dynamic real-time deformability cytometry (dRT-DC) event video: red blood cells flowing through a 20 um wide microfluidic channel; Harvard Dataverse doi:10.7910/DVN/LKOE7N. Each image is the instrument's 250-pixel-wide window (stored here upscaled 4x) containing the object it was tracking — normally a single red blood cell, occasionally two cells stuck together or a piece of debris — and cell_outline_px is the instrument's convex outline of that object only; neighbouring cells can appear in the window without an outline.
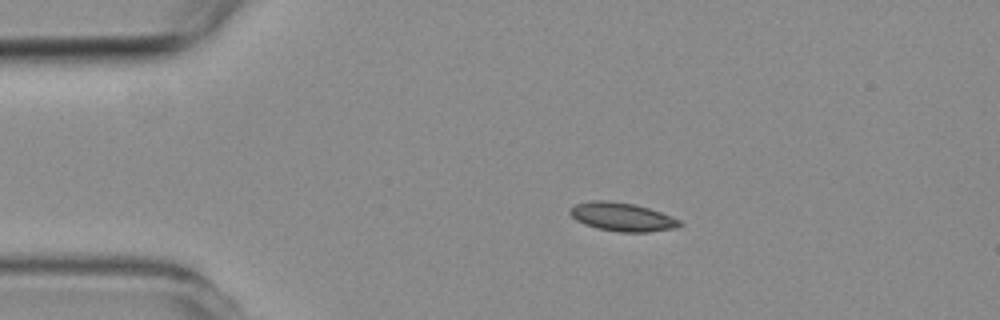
{"species": "common noctule bat (a hibernating species)", "species_latin": "Nyctalus noctula", "temperature_condition": "room temperature", "stored_images_in_passage": 3, "camera_frame_rate_fps": 3000, "um_per_image_px": 0.085, "animal": {"sex": "female", "body_mass_g": 19.3, "forearm_length_mm": 54.1}, "frame": {"image": 1, "passage_image": 1, "time_ms": 0.0, "image_size_px": [1000, 320], "cell_outline_px": [[684, 224], [676, 228], [648, 232], [620, 232], [596, 228], [584, 224], [576, 220], [568, 212], [576, 204], [592, 200], [608, 200], [636, 204], [672, 216], [680, 220]], "centroid_in_image_um": [52.9, 18.44], "position_along_channel_um": 32.1, "area_um2": 18.32}}
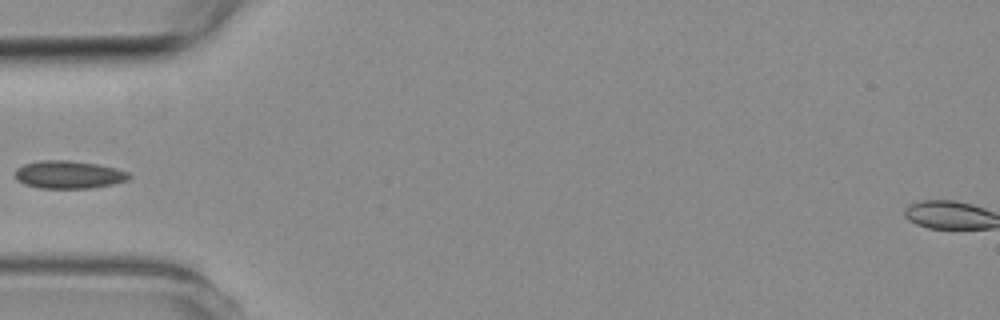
{"frame": {"image": 2, "passage_image": 3, "time_ms": 2.333, "image_size_px": [1000, 320], "cell_outline_px": [[132, 176], [128, 180], [112, 184], [92, 188], [40, 188], [24, 184], [16, 180], [16, 168], [24, 164], [40, 160], [68, 160], [100, 164], [116, 168], [128, 172]], "centroid_in_image_um": [5.85, 14.84], "position_along_channel_um": 79.1, "area_um2": 18.61}}